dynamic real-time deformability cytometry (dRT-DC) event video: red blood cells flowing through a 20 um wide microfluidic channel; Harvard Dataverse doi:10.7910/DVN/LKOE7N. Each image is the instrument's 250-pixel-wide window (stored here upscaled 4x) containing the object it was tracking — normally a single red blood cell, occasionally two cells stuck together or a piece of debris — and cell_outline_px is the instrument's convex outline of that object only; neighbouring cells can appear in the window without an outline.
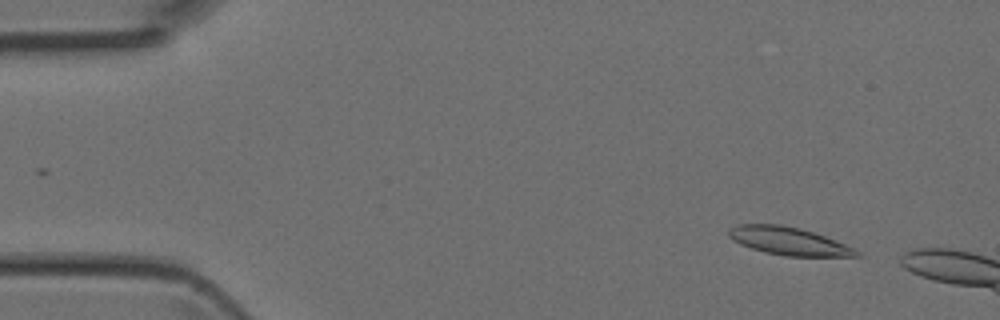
{"species": "Egyptian fruit bat (a non-hibernating species)", "species_latin": "Rousettus aegyptiacus", "temperature_condition": "room temperature", "stored_images_in_passage": 2, "camera_frame_rate_fps": 3000, "um_per_image_px": 0.085, "animal": {"sex": "female"}, "frame": {"image": 1, "passage_image": 2, "time_ms": 0.333, "image_size_px": [1000, 320], "cell_outline_px": [[864, 256], [784, 256], [764, 252], [740, 244], [732, 240], [728, 236], [728, 228], [740, 224], [780, 224], [800, 228], [824, 236], [844, 244], [860, 252]], "centroid_in_image_um": [66.99, 20.49], "position_along_channel_um": 18.0, "area_um2": 20.63}}